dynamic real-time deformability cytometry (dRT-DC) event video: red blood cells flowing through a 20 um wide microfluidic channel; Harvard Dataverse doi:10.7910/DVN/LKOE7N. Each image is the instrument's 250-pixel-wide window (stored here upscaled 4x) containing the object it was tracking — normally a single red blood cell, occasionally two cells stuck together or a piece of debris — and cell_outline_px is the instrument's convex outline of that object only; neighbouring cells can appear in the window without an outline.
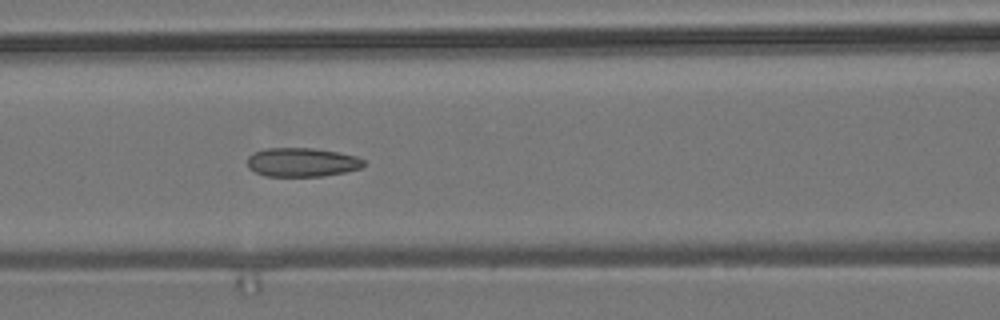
{"species": "common noctule bat (a hibernating species)", "species_latin": "Nyctalus noctula", "temperature_condition": "room temperature", "stored_images_in_passage": 7, "camera_frame_rate_fps": 3000, "um_per_image_px": 0.085, "animal": {"sex": "male", "body_mass_g": 19.2, "forearm_length_mm": 51.8}, "frame": {"image": 1, "passage_image": 7, "time_ms": 6.667, "image_size_px": [1000, 320], "cell_outline_px": [[364, 164], [360, 168], [344, 172], [324, 176], [264, 176], [248, 168], [248, 156], [252, 152], [264, 148], [312, 148], [336, 152], [356, 156], [364, 160]], "centroid_in_image_um": [25.62, 13.79], "position_along_channel_um": 141.0, "area_um2": 19.59}}